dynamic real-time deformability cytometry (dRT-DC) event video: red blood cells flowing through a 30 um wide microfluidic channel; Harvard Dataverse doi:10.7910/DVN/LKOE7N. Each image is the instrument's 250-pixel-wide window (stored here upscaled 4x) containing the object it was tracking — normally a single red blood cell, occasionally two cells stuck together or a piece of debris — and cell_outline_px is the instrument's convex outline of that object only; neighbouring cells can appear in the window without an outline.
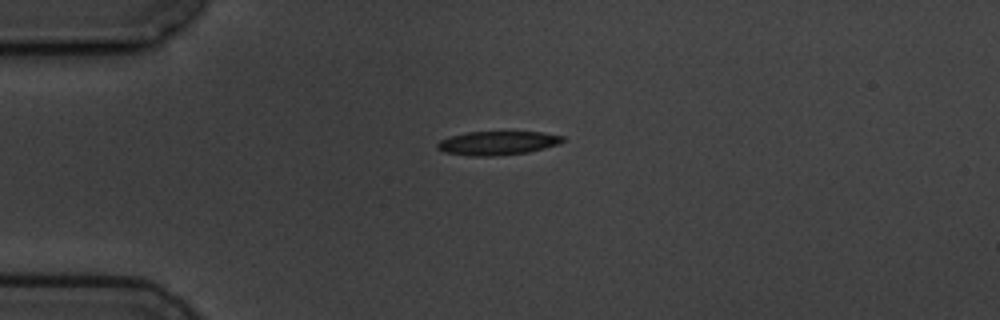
{"species": "common noctule bat (a hibernating species)", "species_latin": "Nyctalus noctula", "temperature_condition": "cold", "stored_images_in_passage": 3, "camera_frame_rate_fps": 3000, "um_per_image_px": 0.085, "animal": {"sex": "male", "body_mass_g": 19.5, "forearm_length_mm": 54.6}, "frame": {"image": 1, "passage_image": 2, "time_ms": 1.333, "image_size_px": [1000, 320], "cell_outline_px": [[564, 140], [556, 144], [544, 148], [528, 152], [492, 156], [468, 156], [444, 152], [436, 148], [436, 144], [440, 140], [448, 136], [468, 132], [540, 132], [564, 136]], "centroid_in_image_um": [42.22, 12.16], "position_along_channel_um": 42.8, "area_um2": 17.34}}